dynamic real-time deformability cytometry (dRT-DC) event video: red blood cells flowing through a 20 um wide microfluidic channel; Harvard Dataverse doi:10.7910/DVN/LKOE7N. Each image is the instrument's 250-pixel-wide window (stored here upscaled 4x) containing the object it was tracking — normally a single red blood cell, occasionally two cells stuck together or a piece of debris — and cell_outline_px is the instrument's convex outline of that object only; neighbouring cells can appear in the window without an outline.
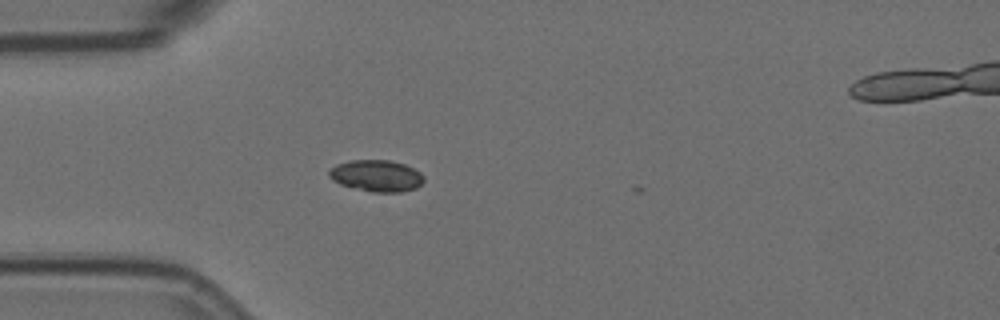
{"species": "Egyptian fruit bat (a non-hibernating species)", "species_latin": "Rousettus aegyptiacus", "temperature_condition": "room temperature", "stored_images_in_passage": 34, "camera_frame_rate_fps": 3000, "um_per_image_px": 0.085, "animal": {"sex": "female"}, "frame": {"image": 1, "passage_image": 1, "time_ms": 0.0, "image_size_px": [1000, 320], "cell_outline_px": [[424, 180], [416, 188], [400, 192], [372, 192], [352, 188], [340, 184], [332, 180], [328, 176], [328, 172], [336, 164], [352, 160], [388, 160], [404, 164], [420, 172], [424, 176]], "centroid_in_image_um": [31.98, 14.94], "position_along_channel_um": 53.0, "area_um2": 17.46}}
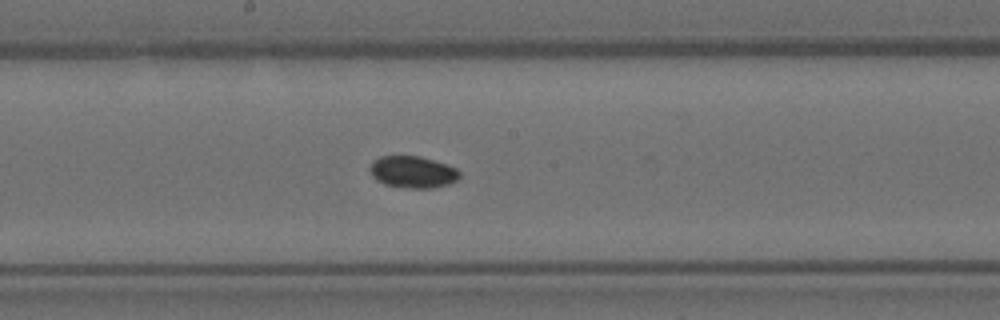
{"frame": {"image": 2, "passage_image": 15, "time_ms": 4.667, "image_size_px": [1000, 320], "cell_outline_px": [[460, 176], [456, 180], [448, 184], [432, 188], [408, 188], [384, 184], [376, 180], [372, 176], [368, 168], [372, 160], [380, 156], [420, 156], [456, 168], [460, 172]], "centroid_in_image_um": [35.03, 14.62], "position_along_channel_um": 213.2, "area_um2": 16.65}}
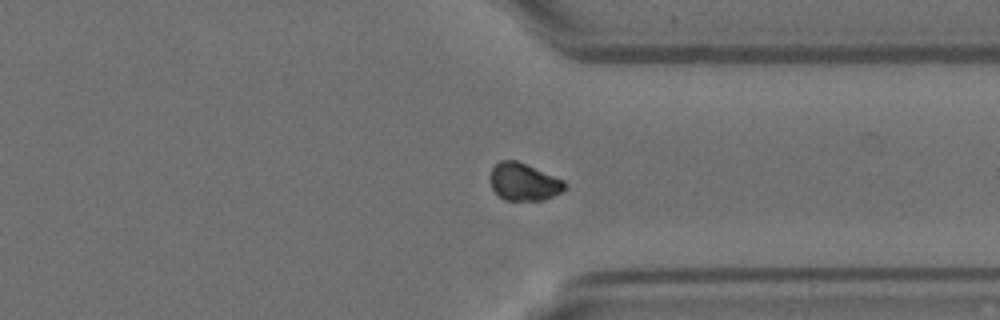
{"frame": {"image": 3, "passage_image": 28, "time_ms": 9.0, "image_size_px": [1000, 320], "cell_outline_px": [[568, 188], [544, 200], [504, 200], [492, 188], [488, 176], [492, 168], [500, 160], [516, 160], [564, 180], [568, 184]], "centroid_in_image_um": [44.52, 15.46], "position_along_channel_um": 366.9, "area_um2": 16.36}, "authors_computed_cell_mechanics": {"area_um2": 16.7042, "velocity_mm_per_s": 3.5713, "shape_relaxation_time_tau1_ms": null, "shape_relaxation_time_tau2_ms": 2.0455, "deformation_change_tau1": null, "deformation_change_tau2": 0.0352}}